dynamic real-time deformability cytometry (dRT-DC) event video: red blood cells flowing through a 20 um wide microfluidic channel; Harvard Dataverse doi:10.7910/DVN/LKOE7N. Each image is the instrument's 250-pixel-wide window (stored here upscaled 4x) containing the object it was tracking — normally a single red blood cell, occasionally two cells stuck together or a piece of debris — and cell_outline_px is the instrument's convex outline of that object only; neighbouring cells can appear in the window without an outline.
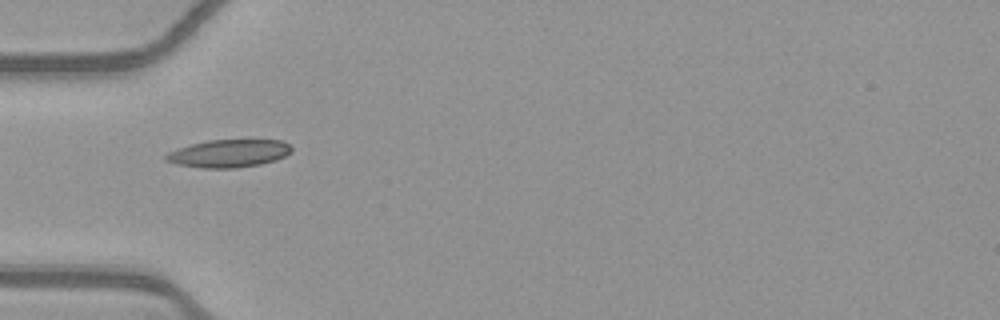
{"species": "common noctule bat (a hibernating species)", "species_latin": "Nyctalus noctula", "temperature_condition": "warm", "stored_images_in_passage": 3, "camera_frame_rate_fps": 3000, "um_per_image_px": 0.085, "animal": {"sex": "female", "body_mass_g": 21.9}, "frame": {"image": 1, "passage_image": 1, "time_ms": 0.0, "image_size_px": [1000, 320], "cell_outline_px": [[292, 152], [276, 160], [260, 164], [236, 168], [200, 168], [176, 164], [164, 160], [164, 156], [168, 152], [176, 148], [208, 140], [284, 140], [292, 144]], "centroid_in_image_um": [19.46, 13.04], "position_along_channel_um": 65.5, "area_um2": 20.58}}